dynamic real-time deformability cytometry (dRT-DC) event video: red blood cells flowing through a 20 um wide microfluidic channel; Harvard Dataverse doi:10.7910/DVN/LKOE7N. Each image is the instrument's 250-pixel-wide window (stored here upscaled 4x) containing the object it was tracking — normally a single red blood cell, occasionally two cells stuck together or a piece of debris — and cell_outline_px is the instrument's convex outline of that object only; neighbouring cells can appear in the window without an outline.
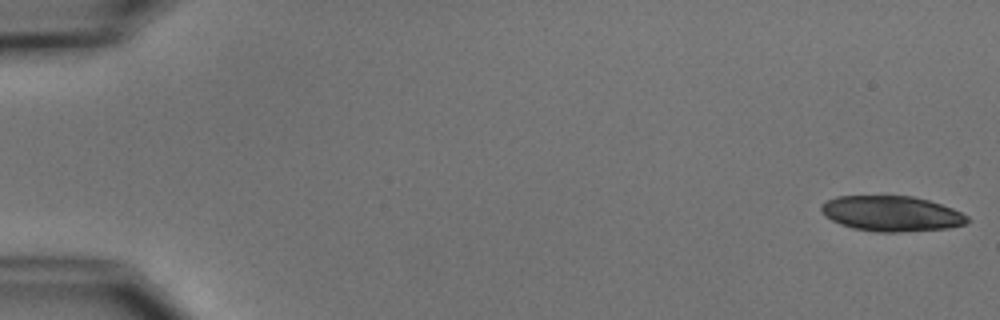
{"species": "common noctule bat (a hibernating species)", "species_latin": "Nyctalus noctula", "temperature_condition": "cold", "stored_images_in_passage": 6, "camera_frame_rate_fps": 3000, "um_per_image_px": 0.085, "animal": {"sex": "male", "body_mass_g": 15.6}, "frame": {"image": 1, "passage_image": 1, "time_ms": 0.0, "image_size_px": [1000, 320], "cell_outline_px": [[972, 220], [968, 224], [948, 228], [900, 232], [876, 232], [852, 228], [840, 224], [824, 216], [820, 212], [820, 204], [836, 196], [912, 196], [928, 200], [952, 208], [968, 216]], "centroid_in_image_um": [75.77, 18.16], "position_along_channel_um": 9.2, "area_um2": 30.35}}